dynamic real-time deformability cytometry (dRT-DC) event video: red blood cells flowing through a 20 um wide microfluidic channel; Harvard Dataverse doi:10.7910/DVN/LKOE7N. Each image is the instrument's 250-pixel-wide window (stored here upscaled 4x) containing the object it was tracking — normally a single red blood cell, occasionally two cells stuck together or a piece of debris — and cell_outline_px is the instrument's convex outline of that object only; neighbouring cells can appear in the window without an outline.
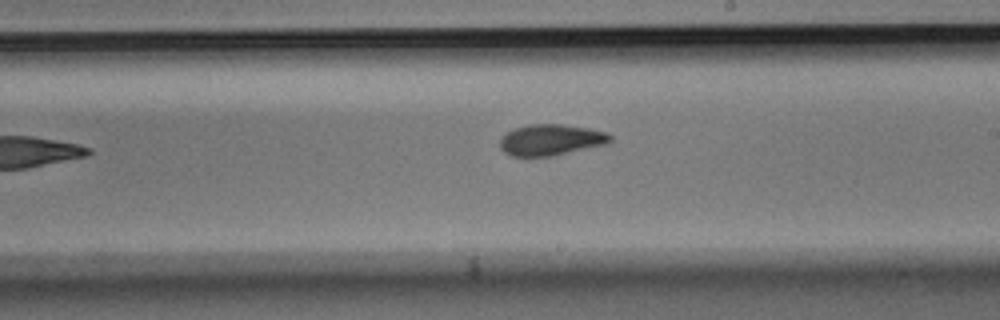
{"species": "Egyptian fruit bat (a non-hibernating species)", "species_latin": "Rousettus aegyptiacus", "temperature_condition": "room temperature", "stored_images_in_passage": 10, "camera_frame_rate_fps": 3000, "um_per_image_px": 0.085, "animal": {"sex": "male"}, "frame": {"image": 1, "passage_image": 9, "time_ms": 2.667, "image_size_px": [1000, 320], "cell_outline_px": [[612, 140], [604, 144], [552, 156], [512, 156], [504, 152], [500, 148], [500, 136], [504, 132], [528, 124], [560, 124], [588, 128], [608, 132], [612, 136]], "centroid_in_image_um": [46.78, 11.88], "position_along_channel_um": 242.2, "area_um2": 20.0}}
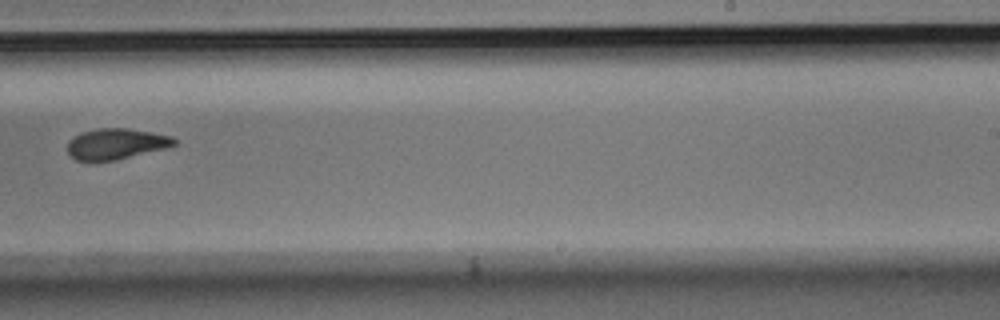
{"frame": {"image": 2, "passage_image": 10, "time_ms": 3.0, "image_size_px": [1000, 320], "cell_outline_px": [[176, 144], [164, 148], [116, 160], [76, 160], [68, 152], [68, 140], [72, 136], [80, 132], [96, 128], [128, 128], [152, 132], [172, 136], [176, 140]], "centroid_in_image_um": [9.84, 12.2], "position_along_channel_um": 279.2, "area_um2": 19.07}}